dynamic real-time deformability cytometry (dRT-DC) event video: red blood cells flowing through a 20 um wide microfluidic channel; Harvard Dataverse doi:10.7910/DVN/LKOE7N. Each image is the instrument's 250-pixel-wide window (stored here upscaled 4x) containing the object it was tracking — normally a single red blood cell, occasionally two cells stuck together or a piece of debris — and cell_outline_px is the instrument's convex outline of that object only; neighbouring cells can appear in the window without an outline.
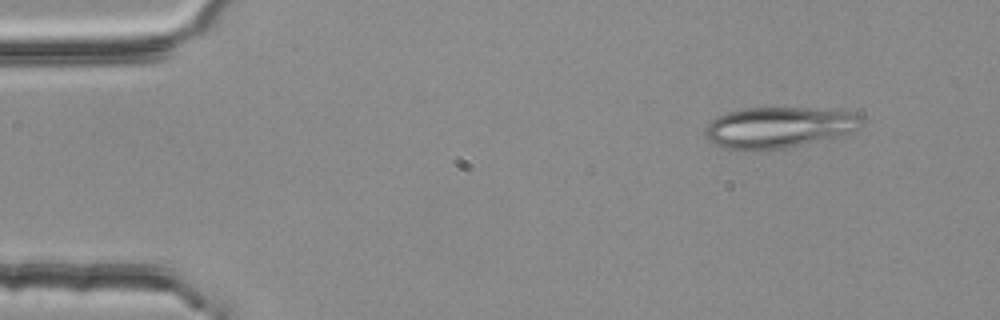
{"species": "common noctule bat (a hibernating species)", "species_latin": "Nyctalus noctula", "temperature_condition": "room temperature", "stored_images_in_passage": 3, "camera_frame_rate_fps": 3000, "um_per_image_px": 0.085, "animal": {"sex": "female", "body_mass_g": 25.1}, "frame": {"image": 1, "passage_image": 1, "time_ms": 0.0, "image_size_px": [1000, 320], "cell_outline_px": [[864, 120], [860, 128], [840, 136], [784, 148], [724, 148], [708, 140], [708, 124], [716, 116], [728, 112], [744, 108], [816, 108], [856, 112]], "centroid_in_image_um": [66.29, 10.79], "position_along_channel_um": 18.7, "area_um2": 36.7}}